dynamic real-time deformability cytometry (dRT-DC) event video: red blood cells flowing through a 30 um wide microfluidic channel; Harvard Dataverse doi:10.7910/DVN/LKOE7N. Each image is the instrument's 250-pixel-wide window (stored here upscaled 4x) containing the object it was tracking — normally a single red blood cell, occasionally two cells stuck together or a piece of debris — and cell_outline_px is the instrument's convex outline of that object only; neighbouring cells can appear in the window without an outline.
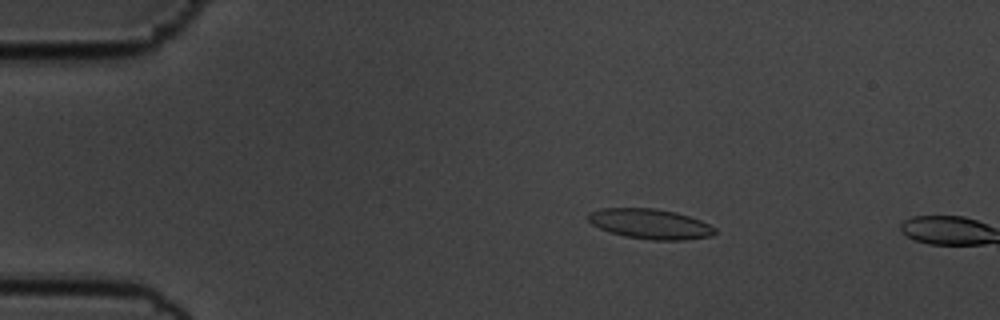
{"species": "common noctule bat (a hibernating species)", "species_latin": "Nyctalus noctula", "temperature_condition": "cold", "stored_images_in_passage": 13, "camera_frame_rate_fps": 3000, "um_per_image_px": 0.085, "animal": {"sex": "male", "body_mass_g": 19.5, "forearm_length_mm": 54.6}, "frame": {"image": 1, "passage_image": 11, "time_ms": 3.333, "image_size_px": [1000, 320], "cell_outline_px": [[716, 232], [712, 236], [684, 240], [652, 240], [624, 236], [608, 232], [592, 224], [588, 220], [588, 212], [600, 208], [656, 208], [676, 212], [700, 220], [716, 228]], "centroid_in_image_um": [55.25, 19.03], "position_along_channel_um": 29.8, "area_um2": 22.31}}